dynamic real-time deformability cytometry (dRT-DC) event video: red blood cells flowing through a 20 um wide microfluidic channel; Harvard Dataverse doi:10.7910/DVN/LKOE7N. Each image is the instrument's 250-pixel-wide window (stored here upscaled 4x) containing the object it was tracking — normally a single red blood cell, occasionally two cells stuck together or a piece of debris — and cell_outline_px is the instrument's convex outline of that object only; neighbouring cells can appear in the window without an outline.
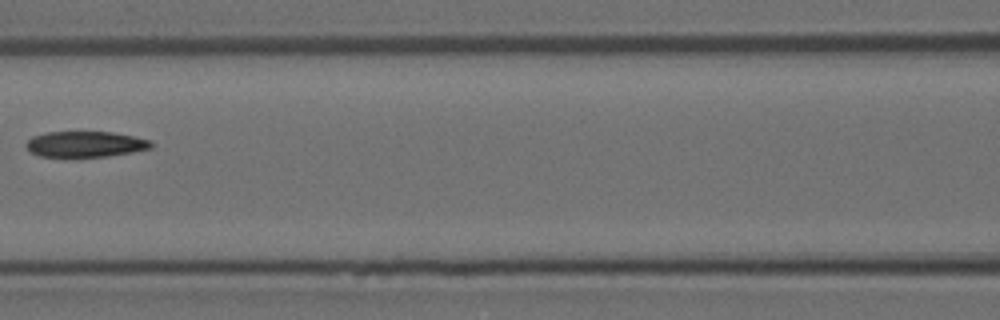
{"species": "Egyptian fruit bat (a non-hibernating species)", "species_latin": "Rousettus aegyptiacus", "temperature_condition": "room temperature", "stored_images_in_passage": 6, "camera_frame_rate_fps": 3000, "um_per_image_px": 0.085, "animal": {"sex": "female"}, "frame": {"image": 1, "passage_image": 5, "time_ms": 1.333, "image_size_px": [1000, 320], "cell_outline_px": [[152, 148], [132, 152], [108, 156], [40, 156], [32, 152], [28, 148], [28, 140], [32, 136], [48, 132], [112, 132], [152, 140]], "centroid_in_image_um": [7.31, 12.24], "position_along_channel_um": 159.3, "area_um2": 18.44}}
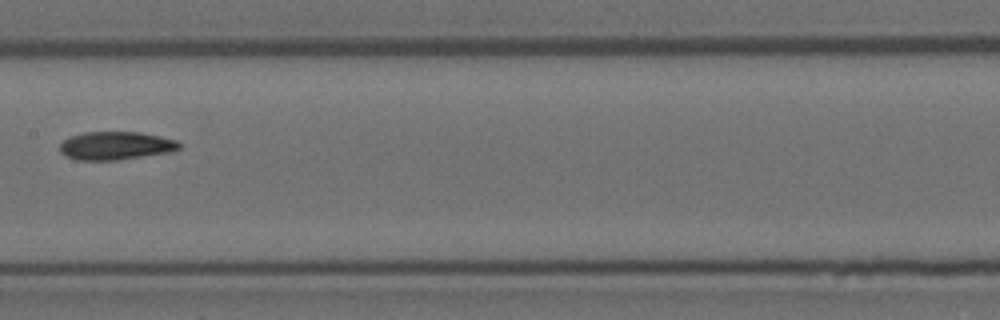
{"frame": {"image": 2, "passage_image": 6, "time_ms": 1.667, "image_size_px": [1000, 320], "cell_outline_px": [[180, 148], [164, 152], [116, 160], [76, 160], [64, 156], [60, 152], [60, 144], [68, 136], [84, 132], [140, 132], [160, 136], [176, 140], [180, 144]], "centroid_in_image_um": [9.75, 12.37], "position_along_channel_um": 197.7, "area_um2": 19.42}}